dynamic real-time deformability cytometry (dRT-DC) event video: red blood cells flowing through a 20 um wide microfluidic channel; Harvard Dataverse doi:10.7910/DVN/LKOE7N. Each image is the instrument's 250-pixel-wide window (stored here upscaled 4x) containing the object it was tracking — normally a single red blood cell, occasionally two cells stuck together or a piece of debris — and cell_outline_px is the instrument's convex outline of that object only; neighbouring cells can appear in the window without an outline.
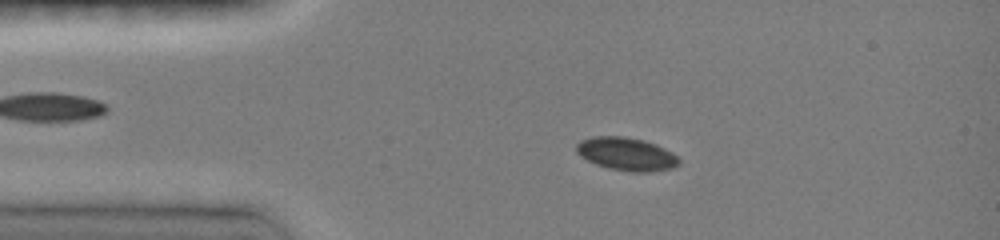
{"species": "common noctule bat (a hibernating species)", "species_latin": "Nyctalus noctula", "temperature_condition": "room temperature", "stored_images_in_passage": 46, "camera_frame_rate_fps": 3000, "um_per_image_px": 0.085, "animal": {"sex": "female", "body_mass_g": 19.0, "forearm_length_mm": 51.5}, "frame": {"image": 1, "passage_image": 9, "time_ms": 2.667, "image_size_px": [1000, 240], "cell_outline_px": [[680, 164], [672, 168], [648, 172], [632, 172], [608, 168], [596, 164], [580, 156], [576, 152], [576, 144], [580, 140], [592, 136], [624, 136], [644, 140], [656, 144], [672, 152], [680, 160]], "centroid_in_image_um": [53.24, 13.08], "position_along_channel_um": 31.8, "area_um2": 19.88}}
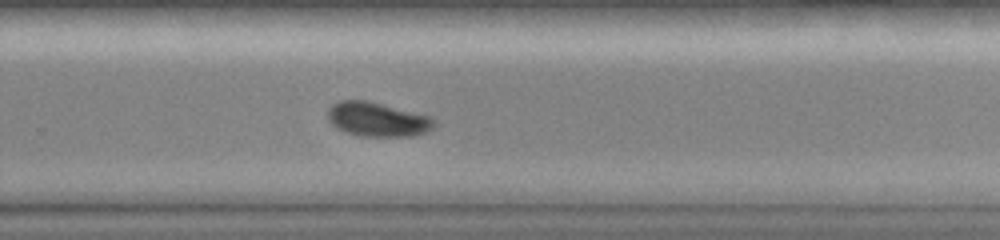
{"frame": {"image": 2, "passage_image": 31, "time_ms": 10.0, "image_size_px": [1000, 240], "cell_outline_px": [[436, 120], [432, 128], [424, 132], [412, 136], [360, 136], [348, 132], [332, 124], [328, 120], [328, 108], [332, 104], [340, 100], [368, 100], [432, 116]], "centroid_in_image_um": [32.1, 10.13], "position_along_channel_um": 297.7, "area_um2": 21.21}}
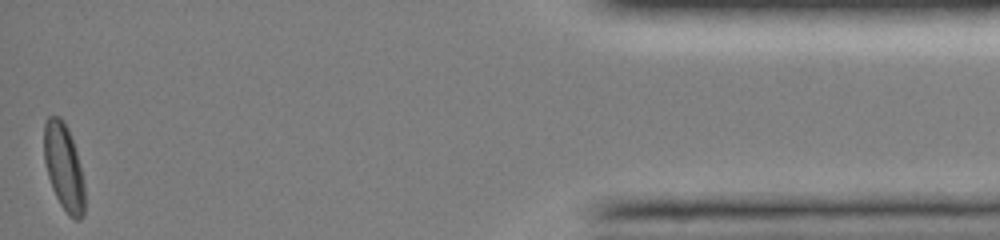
{"frame": {"image": 3, "passage_image": 46, "time_ms": 15.0, "image_size_px": [1000, 240], "cell_outline_px": [[84, 216], [80, 220], [76, 220], [68, 216], [60, 204], [52, 188], [48, 176], [44, 160], [44, 124], [48, 116], [60, 116], [64, 120], [68, 128], [76, 152], [84, 184]], "centroid_in_image_um": [5.41, 14.21], "position_along_channel_um": 429.8, "area_um2": 20.52}, "authors_computed_cell_mechanics": {"area_um2": 20.6346, "velocity_mm_per_s": 4.1036, "shape_relaxation_time_tau1_ms": 2.9573, "shape_relaxation_time_tau2_ms": null, "deformation_change_tau1": 0.0902, "deformation_change_tau2": null}}